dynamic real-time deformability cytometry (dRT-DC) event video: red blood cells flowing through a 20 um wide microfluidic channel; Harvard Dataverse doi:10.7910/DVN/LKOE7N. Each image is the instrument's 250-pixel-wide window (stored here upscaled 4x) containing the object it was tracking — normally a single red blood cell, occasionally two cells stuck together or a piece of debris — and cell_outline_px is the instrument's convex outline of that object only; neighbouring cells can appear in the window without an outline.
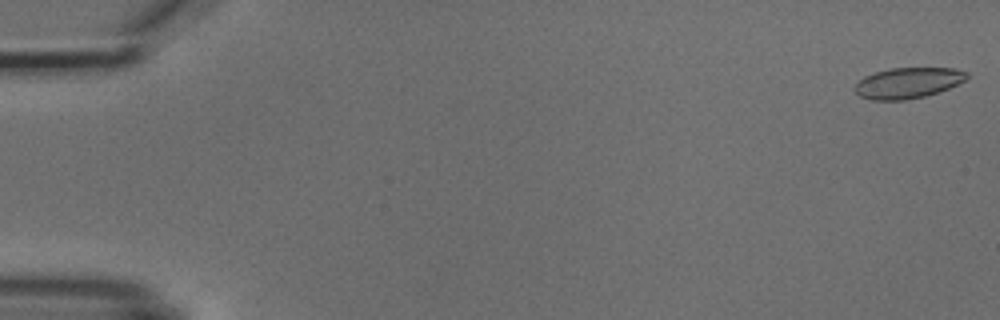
{"species": "common noctule bat (a hibernating species)", "species_latin": "Nyctalus noctula", "temperature_condition": "cold", "stored_images_in_passage": 6, "camera_frame_rate_fps": 3000, "um_per_image_px": 0.085, "animal": {"sex": "male", "body_mass_g": 18.8}, "frame": {"image": 1, "passage_image": 1, "time_ms": 0.0, "image_size_px": [1000, 320], "cell_outline_px": [[968, 76], [964, 80], [948, 88], [924, 96], [904, 100], [872, 100], [860, 96], [852, 88], [864, 76], [888, 68], [956, 68], [968, 72]], "centroid_in_image_um": [77.14, 7.04], "position_along_channel_um": 7.9, "area_um2": 19.94}}
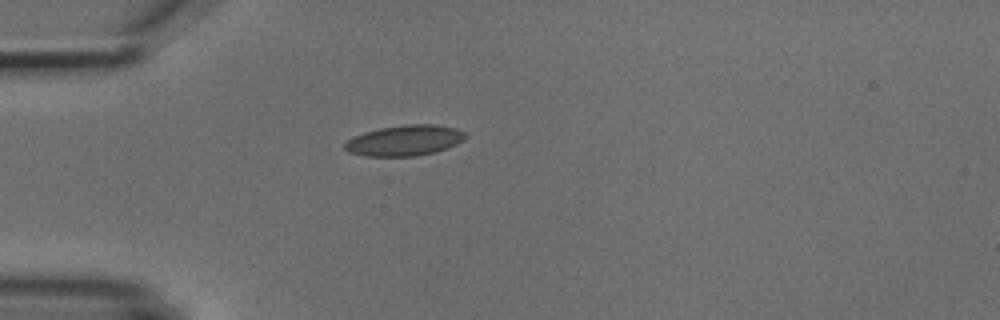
{"frame": {"image": 2, "passage_image": 5, "time_ms": 4.667, "image_size_px": [1000, 320], "cell_outline_px": [[468, 136], [464, 140], [448, 148], [416, 156], [364, 156], [348, 152], [344, 148], [344, 144], [352, 136], [364, 132], [380, 128], [404, 124], [432, 124], [456, 128], [464, 132]], "centroid_in_image_um": [34.38, 11.93], "position_along_channel_um": 50.6, "area_um2": 21.62}}